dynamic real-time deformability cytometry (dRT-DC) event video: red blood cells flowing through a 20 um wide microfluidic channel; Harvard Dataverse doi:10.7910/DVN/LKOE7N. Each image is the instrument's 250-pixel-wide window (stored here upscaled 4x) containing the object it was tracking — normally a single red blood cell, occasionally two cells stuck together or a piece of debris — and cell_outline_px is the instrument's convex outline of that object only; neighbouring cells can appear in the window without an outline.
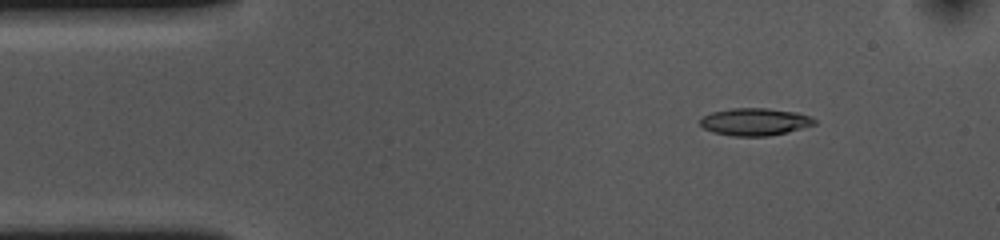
{"species": "common noctule bat (a hibernating species)", "species_latin": "Nyctalus noctula", "temperature_condition": "cold", "stored_images_in_passage": 53, "camera_frame_rate_fps": 3000, "um_per_image_px": 0.085, "animal": {"sex": "female", "body_mass_g": 10.0, "forearm_length_mm": 53.1}, "frame": {"image": 1, "passage_image": 6, "time_ms": 1.667, "image_size_px": [1000, 240], "cell_outline_px": [[816, 124], [788, 132], [768, 136], [732, 136], [712, 132], [704, 128], [700, 124], [700, 116], [712, 112], [732, 108], [768, 108], [796, 112], [808, 116], [816, 120]], "centroid_in_image_um": [64.13, 10.35], "position_along_channel_um": 20.9, "area_um2": 18.32}}
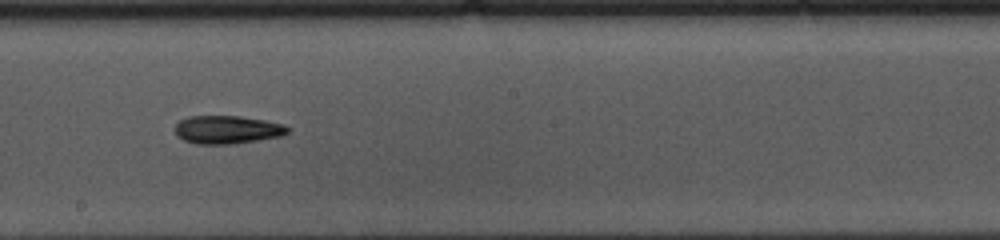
{"frame": {"image": 2, "passage_image": 28, "time_ms": 9.0, "image_size_px": [1000, 240], "cell_outline_px": [[292, 128], [288, 132], [280, 136], [232, 144], [196, 144], [184, 140], [176, 136], [176, 124], [180, 120], [188, 116], [240, 116], [264, 120], [284, 124]], "centroid_in_image_um": [19.31, 11.02], "position_along_channel_um": 228.9, "area_um2": 18.5}}
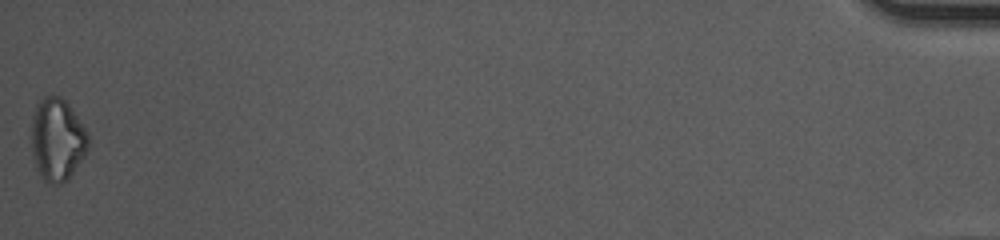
{"frame": {"image": 3, "passage_image": 53, "time_ms": 17.333, "image_size_px": [1000, 240], "cell_outline_px": [[88, 152], [68, 180], [60, 184], [48, 184], [40, 176], [36, 168], [32, 152], [32, 116], [36, 104], [44, 96], [60, 96], [68, 104], [88, 132]], "centroid_in_image_um": [4.87, 11.89], "position_along_channel_um": 430.3, "area_um2": 27.57}, "authors_computed_cell_mechanics": {"area_um2": 18.496, "velocity_mm_per_s": 3.6598, "shape_relaxation_time_tau1_ms": 4.0092, "shape_relaxation_time_tau2_ms": null, "deformation_change_tau1": 0.121, "deformation_change_tau2": null}}